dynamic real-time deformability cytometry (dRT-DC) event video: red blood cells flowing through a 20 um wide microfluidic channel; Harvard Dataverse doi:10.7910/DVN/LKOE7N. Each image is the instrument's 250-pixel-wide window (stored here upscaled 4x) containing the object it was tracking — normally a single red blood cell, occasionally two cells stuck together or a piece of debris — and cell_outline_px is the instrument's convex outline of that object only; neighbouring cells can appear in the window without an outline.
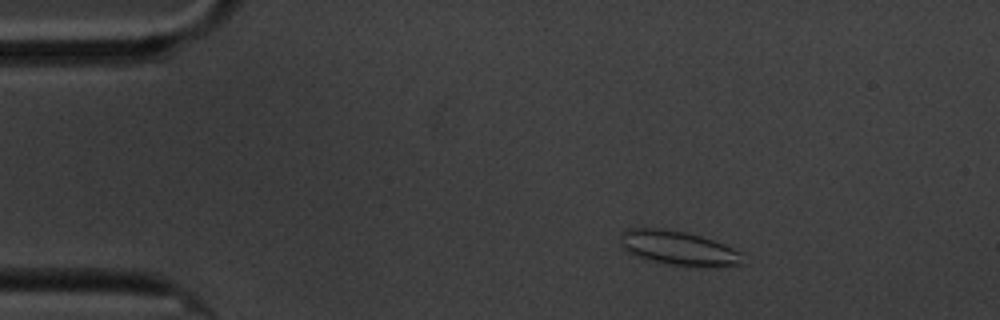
{"species": "common noctule bat (a hibernating species)", "species_latin": "Nyctalus noctula", "temperature_condition": "cold", "stored_images_in_passage": 3, "camera_frame_rate_fps": 3000, "um_per_image_px": 0.085, "animal": {"sex": "male", "body_mass_g": 20.1, "forearm_length_mm": 53.5}, "frame": {"image": 1, "passage_image": 2, "time_ms": 1.333, "image_size_px": [1000, 320], "cell_outline_px": [[744, 264], [716, 268], [668, 264], [644, 260], [632, 256], [620, 248], [620, 232], [624, 228], [668, 228], [700, 236], [724, 244], [744, 252]], "centroid_in_image_um": [57.64, 21.1], "position_along_channel_um": 27.4, "area_um2": 25.49}}